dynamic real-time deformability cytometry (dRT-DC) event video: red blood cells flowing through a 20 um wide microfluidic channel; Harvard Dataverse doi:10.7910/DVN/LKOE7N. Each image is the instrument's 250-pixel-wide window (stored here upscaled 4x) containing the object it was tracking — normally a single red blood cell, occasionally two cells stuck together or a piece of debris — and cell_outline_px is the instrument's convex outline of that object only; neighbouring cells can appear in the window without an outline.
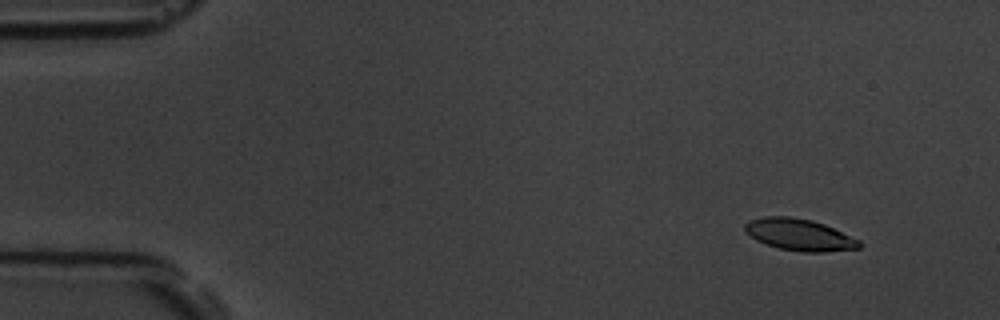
{"species": "common noctule bat (a hibernating species)", "species_latin": "Nyctalus noctula", "temperature_condition": "room temperature", "stored_images_in_passage": 8, "camera_frame_rate_fps": 3000, "um_per_image_px": 0.085, "animal": {"sex": "male", "body_mass_g": 19.5, "forearm_length_mm": 54.6}, "frame": {"image": 1, "passage_image": 1, "time_ms": 0.0, "image_size_px": [1000, 320], "cell_outline_px": [[860, 248], [824, 252], [804, 252], [780, 248], [756, 240], [744, 228], [744, 224], [748, 220], [764, 216], [788, 216], [812, 220], [824, 224], [860, 240]], "centroid_in_image_um": [67.95, 19.94], "position_along_channel_um": 17.1, "area_um2": 20.92}}
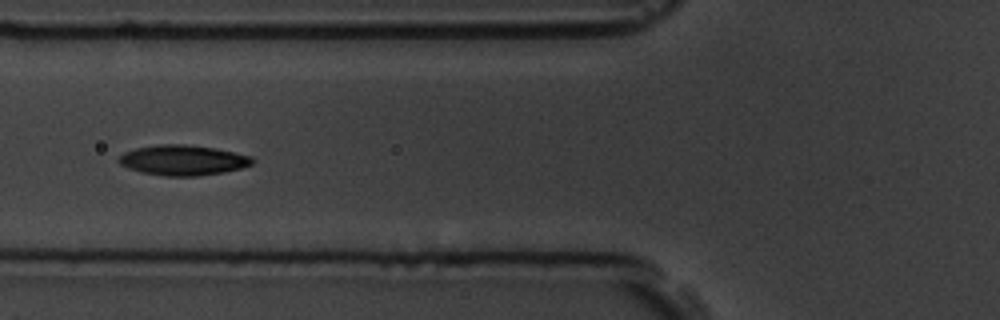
{"frame": {"image": 2, "passage_image": 6, "time_ms": 5.333, "image_size_px": [1000, 320], "cell_outline_px": [[256, 160], [252, 164], [240, 168], [224, 172], [196, 176], [164, 176], [144, 172], [128, 168], [120, 164], [116, 160], [124, 152], [136, 148], [160, 144], [184, 144], [212, 148], [252, 156]], "centroid_in_image_um": [15.54, 13.61], "position_along_channel_um": 110.3, "area_um2": 23.35}}
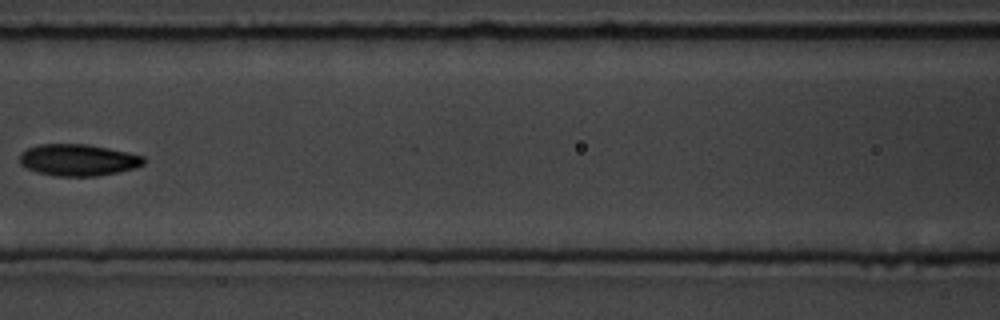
{"frame": {"image": 3, "passage_image": 7, "time_ms": 6.667, "image_size_px": [1000, 320], "cell_outline_px": [[144, 164], [136, 168], [96, 176], [56, 176], [36, 172], [20, 164], [20, 152], [28, 148], [40, 144], [88, 144], [128, 152], [144, 156]], "centroid_in_image_um": [6.64, 13.59], "position_along_channel_um": 160.0, "area_um2": 22.89}}